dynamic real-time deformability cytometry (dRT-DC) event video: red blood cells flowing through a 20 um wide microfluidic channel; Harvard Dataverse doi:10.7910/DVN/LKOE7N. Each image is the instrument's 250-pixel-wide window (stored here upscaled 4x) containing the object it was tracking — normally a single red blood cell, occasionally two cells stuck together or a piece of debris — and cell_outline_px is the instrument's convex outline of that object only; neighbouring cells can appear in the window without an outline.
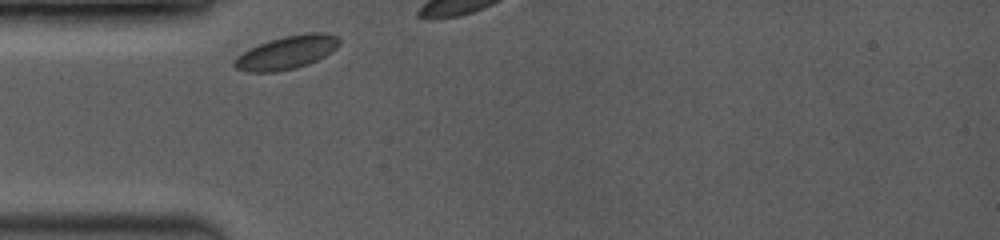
{"species": "common noctule bat (a hibernating species)", "species_latin": "Nyctalus noctula", "temperature_condition": "room temperature", "stored_images_in_passage": 4, "camera_frame_rate_fps": 3500, "um_per_image_px": 0.085, "animal": {"sex": "female", "body_mass_g": 19.0, "forearm_length_mm": 53.3}, "frame": {"image": 1, "passage_image": 1, "time_ms": 0.0, "image_size_px": [1000, 240], "cell_outline_px": [[340, 44], [332, 52], [308, 64], [296, 68], [276, 72], [248, 72], [236, 68], [232, 64], [232, 60], [236, 56], [260, 44], [284, 36], [308, 32], [324, 32], [340, 36]], "centroid_in_image_um": [24.4, 4.46], "position_along_channel_um": 60.6, "area_um2": 20.4}}
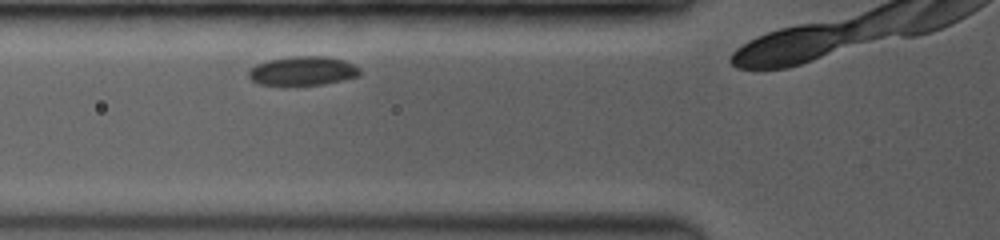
{"frame": {"image": 2, "passage_image": 3, "time_ms": 2.0, "image_size_px": [1000, 240], "cell_outline_px": [[360, 76], [324, 84], [260, 84], [252, 80], [248, 76], [248, 72], [256, 64], [268, 60], [292, 56], [328, 56], [344, 60], [360, 68]], "centroid_in_image_um": [25.77, 6.01], "position_along_channel_um": 100.0, "area_um2": 18.61}}